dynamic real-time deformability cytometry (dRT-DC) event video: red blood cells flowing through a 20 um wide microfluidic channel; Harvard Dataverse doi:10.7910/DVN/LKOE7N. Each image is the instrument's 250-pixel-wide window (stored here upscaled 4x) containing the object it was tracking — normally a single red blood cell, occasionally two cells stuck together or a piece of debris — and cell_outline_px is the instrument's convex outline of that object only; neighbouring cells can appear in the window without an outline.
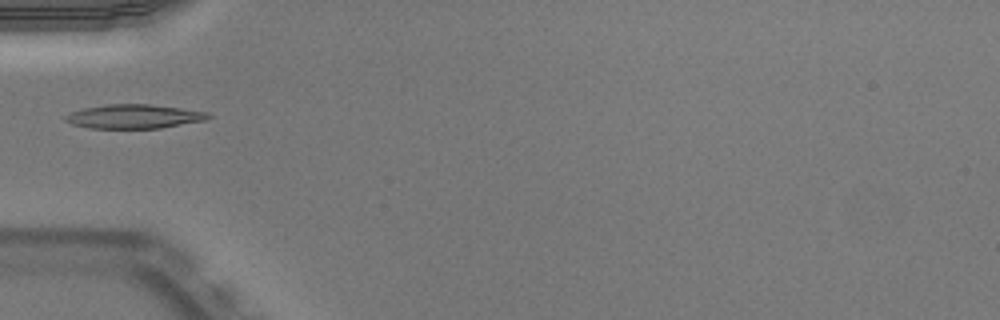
{"species": "Egyptian fruit bat (a non-hibernating species)", "species_latin": "Rousettus aegyptiacus", "temperature_condition": "warm", "stored_images_in_passage": 35, "camera_frame_rate_fps": 3000, "um_per_image_px": 0.085, "animal": {"sex": "male"}, "frame": {"image": 1, "passage_image": 1, "time_ms": 0.0, "image_size_px": [1000, 320], "cell_outline_px": [[212, 116], [208, 120], [160, 128], [88, 128], [72, 124], [64, 120], [64, 116], [72, 112], [84, 108], [108, 104], [148, 104], [180, 108], [208, 112]], "centroid_in_image_um": [11.41, 9.9], "position_along_channel_um": 73.6, "area_um2": 20.0}}
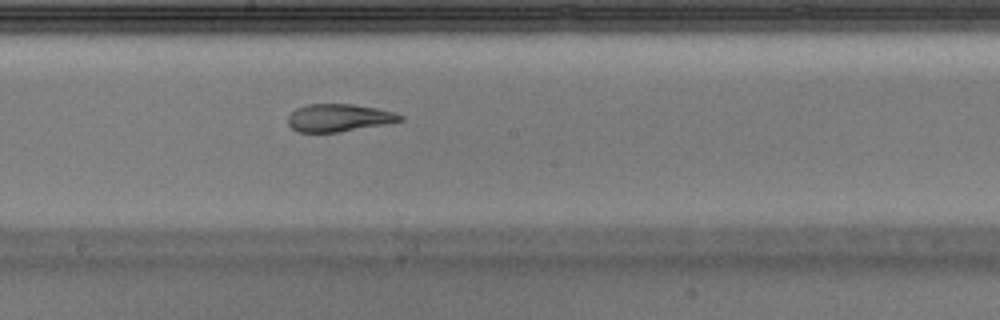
{"frame": {"image": 2, "passage_image": 12, "time_ms": 3.667, "image_size_px": [1000, 320], "cell_outline_px": [[404, 120], [384, 124], [336, 132], [296, 132], [288, 124], [288, 116], [296, 108], [308, 104], [352, 104], [376, 108], [392, 112], [404, 116]], "centroid_in_image_um": [28.77, 10.01], "position_along_channel_um": 219.4, "area_um2": 17.86}}
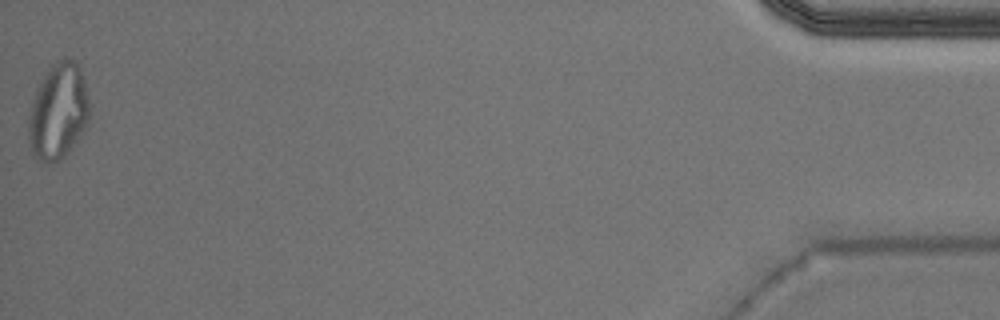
{"frame": {"image": 3, "passage_image": 35, "time_ms": 11.333, "image_size_px": [1000, 320], "cell_outline_px": [[88, 120], [80, 136], [68, 152], [64, 156], [48, 164], [36, 160], [32, 152], [28, 136], [28, 120], [36, 88], [48, 68], [56, 60], [64, 56], [76, 60], [80, 68], [84, 80], [88, 100]], "centroid_in_image_um": [4.93, 9.44], "position_along_channel_um": 430.3, "area_um2": 34.1}}